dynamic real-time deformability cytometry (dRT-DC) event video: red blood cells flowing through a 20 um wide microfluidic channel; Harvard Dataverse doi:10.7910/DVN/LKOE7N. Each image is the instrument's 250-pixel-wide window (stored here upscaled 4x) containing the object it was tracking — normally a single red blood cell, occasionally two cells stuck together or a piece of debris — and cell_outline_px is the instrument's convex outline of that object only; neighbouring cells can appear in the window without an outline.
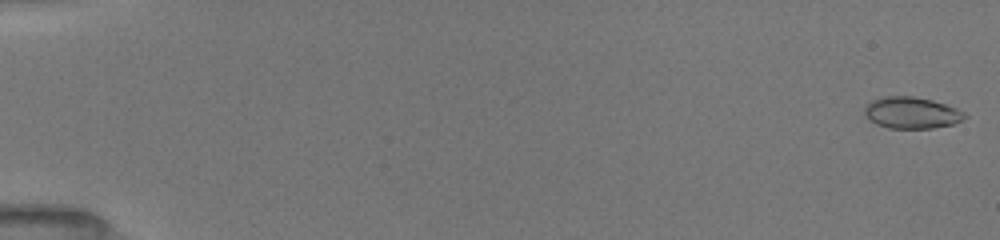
{"species": "common noctule bat (a hibernating species)", "species_latin": "Nyctalus noctula", "temperature_condition": "room temperature", "stored_images_in_passage": 36, "camera_frame_rate_fps": 3000, "um_per_image_px": 0.085, "animal": {"sex": "female", "body_mass_g": 19.5, "forearm_length_mm": 54.1}, "frame": {"image": 1, "passage_image": 1, "time_ms": 0.0, "image_size_px": [1000, 240], "cell_outline_px": [[968, 116], [952, 124], [932, 128], [888, 128], [876, 124], [868, 120], [864, 116], [864, 108], [872, 100], [884, 96], [912, 96], [932, 100], [956, 108], [964, 112]], "centroid_in_image_um": [77.44, 9.58], "position_along_channel_um": 7.6, "area_um2": 18.38}}
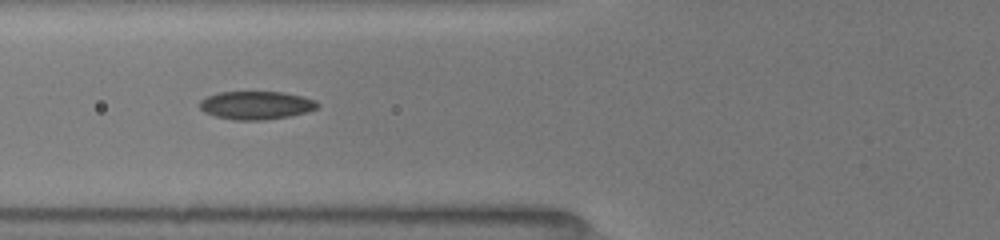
{"frame": {"image": 2, "passage_image": 21, "time_ms": 6.667, "image_size_px": [1000, 240], "cell_outline_px": [[320, 104], [316, 108], [308, 112], [288, 116], [264, 120], [236, 120], [216, 116], [204, 112], [200, 108], [200, 100], [216, 92], [284, 92], [304, 96], [316, 100]], "centroid_in_image_um": [21.8, 8.94], "position_along_channel_um": 104.0, "area_um2": 19.42}}
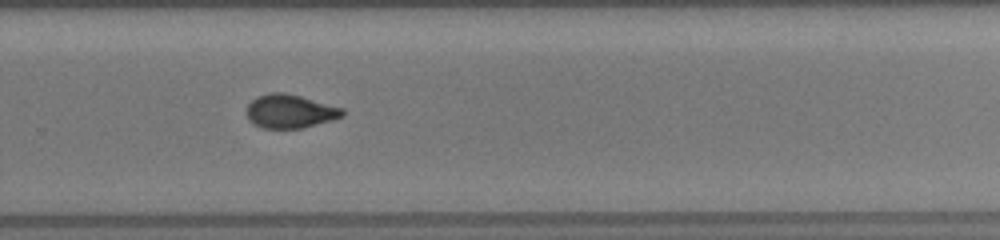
{"frame": {"image": 3, "passage_image": 36, "time_ms": 11.667, "image_size_px": [1000, 240], "cell_outline_px": [[344, 116], [332, 120], [300, 128], [260, 128], [252, 124], [248, 120], [244, 112], [248, 104], [256, 96], [272, 92], [284, 92], [300, 96], [344, 108]], "centroid_in_image_um": [24.59, 9.46], "position_along_channel_um": 305.2, "area_um2": 19.02}}